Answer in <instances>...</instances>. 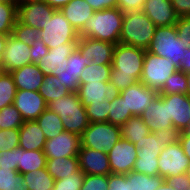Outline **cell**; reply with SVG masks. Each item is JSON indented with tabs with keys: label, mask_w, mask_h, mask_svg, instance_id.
<instances>
[{
	"label": "cell",
	"mask_w": 190,
	"mask_h": 190,
	"mask_svg": "<svg viewBox=\"0 0 190 190\" xmlns=\"http://www.w3.org/2000/svg\"><path fill=\"white\" fill-rule=\"evenodd\" d=\"M146 50L118 43L114 47L110 84L120 93L140 81Z\"/></svg>",
	"instance_id": "1"
},
{
	"label": "cell",
	"mask_w": 190,
	"mask_h": 190,
	"mask_svg": "<svg viewBox=\"0 0 190 190\" xmlns=\"http://www.w3.org/2000/svg\"><path fill=\"white\" fill-rule=\"evenodd\" d=\"M124 13L118 8L94 11L91 18L78 32L79 38L87 37L118 44Z\"/></svg>",
	"instance_id": "2"
},
{
	"label": "cell",
	"mask_w": 190,
	"mask_h": 190,
	"mask_svg": "<svg viewBox=\"0 0 190 190\" xmlns=\"http://www.w3.org/2000/svg\"><path fill=\"white\" fill-rule=\"evenodd\" d=\"M156 27L142 10L124 13L119 43L147 50Z\"/></svg>",
	"instance_id": "3"
},
{
	"label": "cell",
	"mask_w": 190,
	"mask_h": 190,
	"mask_svg": "<svg viewBox=\"0 0 190 190\" xmlns=\"http://www.w3.org/2000/svg\"><path fill=\"white\" fill-rule=\"evenodd\" d=\"M47 108L57 113L65 131L76 133L80 136L89 125L86 109L81 104L77 92H70L66 96L51 101Z\"/></svg>",
	"instance_id": "4"
},
{
	"label": "cell",
	"mask_w": 190,
	"mask_h": 190,
	"mask_svg": "<svg viewBox=\"0 0 190 190\" xmlns=\"http://www.w3.org/2000/svg\"><path fill=\"white\" fill-rule=\"evenodd\" d=\"M187 47V44L180 41L176 26L171 25L155 28L152 42L147 51L169 59L179 69Z\"/></svg>",
	"instance_id": "5"
},
{
	"label": "cell",
	"mask_w": 190,
	"mask_h": 190,
	"mask_svg": "<svg viewBox=\"0 0 190 190\" xmlns=\"http://www.w3.org/2000/svg\"><path fill=\"white\" fill-rule=\"evenodd\" d=\"M121 138V127L110 122L89 123L80 135L81 147L107 153Z\"/></svg>",
	"instance_id": "6"
},
{
	"label": "cell",
	"mask_w": 190,
	"mask_h": 190,
	"mask_svg": "<svg viewBox=\"0 0 190 190\" xmlns=\"http://www.w3.org/2000/svg\"><path fill=\"white\" fill-rule=\"evenodd\" d=\"M39 38L49 49L58 48L65 43H77L78 32L66 20L60 10H55L51 20L40 30Z\"/></svg>",
	"instance_id": "7"
},
{
	"label": "cell",
	"mask_w": 190,
	"mask_h": 190,
	"mask_svg": "<svg viewBox=\"0 0 190 190\" xmlns=\"http://www.w3.org/2000/svg\"><path fill=\"white\" fill-rule=\"evenodd\" d=\"M177 70L169 59L146 50L140 82L159 93L166 79Z\"/></svg>",
	"instance_id": "8"
},
{
	"label": "cell",
	"mask_w": 190,
	"mask_h": 190,
	"mask_svg": "<svg viewBox=\"0 0 190 190\" xmlns=\"http://www.w3.org/2000/svg\"><path fill=\"white\" fill-rule=\"evenodd\" d=\"M190 161L185 155L178 139L174 137L161 151L158 157L159 176L169 177L186 174Z\"/></svg>",
	"instance_id": "9"
},
{
	"label": "cell",
	"mask_w": 190,
	"mask_h": 190,
	"mask_svg": "<svg viewBox=\"0 0 190 190\" xmlns=\"http://www.w3.org/2000/svg\"><path fill=\"white\" fill-rule=\"evenodd\" d=\"M140 117L145 121L151 132L165 131L170 135L176 137L177 133L174 131L172 120L168 118L167 101L161 96L157 95L151 101Z\"/></svg>",
	"instance_id": "10"
},
{
	"label": "cell",
	"mask_w": 190,
	"mask_h": 190,
	"mask_svg": "<svg viewBox=\"0 0 190 190\" xmlns=\"http://www.w3.org/2000/svg\"><path fill=\"white\" fill-rule=\"evenodd\" d=\"M137 151L135 144L121 137L108 152L111 173L127 174L132 171Z\"/></svg>",
	"instance_id": "11"
},
{
	"label": "cell",
	"mask_w": 190,
	"mask_h": 190,
	"mask_svg": "<svg viewBox=\"0 0 190 190\" xmlns=\"http://www.w3.org/2000/svg\"><path fill=\"white\" fill-rule=\"evenodd\" d=\"M55 10L43 0H31L18 6V20L22 24L42 30Z\"/></svg>",
	"instance_id": "12"
},
{
	"label": "cell",
	"mask_w": 190,
	"mask_h": 190,
	"mask_svg": "<svg viewBox=\"0 0 190 190\" xmlns=\"http://www.w3.org/2000/svg\"><path fill=\"white\" fill-rule=\"evenodd\" d=\"M81 140L76 133L63 131L52 139H47L43 148L46 158L74 157L80 151Z\"/></svg>",
	"instance_id": "13"
},
{
	"label": "cell",
	"mask_w": 190,
	"mask_h": 190,
	"mask_svg": "<svg viewBox=\"0 0 190 190\" xmlns=\"http://www.w3.org/2000/svg\"><path fill=\"white\" fill-rule=\"evenodd\" d=\"M30 49V45L17 40L10 34L1 58L2 71L10 73L18 68L31 64Z\"/></svg>",
	"instance_id": "14"
},
{
	"label": "cell",
	"mask_w": 190,
	"mask_h": 190,
	"mask_svg": "<svg viewBox=\"0 0 190 190\" xmlns=\"http://www.w3.org/2000/svg\"><path fill=\"white\" fill-rule=\"evenodd\" d=\"M115 44L87 37L79 38L77 48L94 65H112Z\"/></svg>",
	"instance_id": "15"
},
{
	"label": "cell",
	"mask_w": 190,
	"mask_h": 190,
	"mask_svg": "<svg viewBox=\"0 0 190 190\" xmlns=\"http://www.w3.org/2000/svg\"><path fill=\"white\" fill-rule=\"evenodd\" d=\"M118 94L125 100L127 110L140 116L159 93L139 81Z\"/></svg>",
	"instance_id": "16"
},
{
	"label": "cell",
	"mask_w": 190,
	"mask_h": 190,
	"mask_svg": "<svg viewBox=\"0 0 190 190\" xmlns=\"http://www.w3.org/2000/svg\"><path fill=\"white\" fill-rule=\"evenodd\" d=\"M67 62L65 71L53 72L52 75L59 78L60 83L66 86L71 92H77L80 83V75L83 69L92 62L83 56L77 47L68 57Z\"/></svg>",
	"instance_id": "17"
},
{
	"label": "cell",
	"mask_w": 190,
	"mask_h": 190,
	"mask_svg": "<svg viewBox=\"0 0 190 190\" xmlns=\"http://www.w3.org/2000/svg\"><path fill=\"white\" fill-rule=\"evenodd\" d=\"M167 101L168 118L174 131L182 132L190 120V96L185 94H159Z\"/></svg>",
	"instance_id": "18"
},
{
	"label": "cell",
	"mask_w": 190,
	"mask_h": 190,
	"mask_svg": "<svg viewBox=\"0 0 190 190\" xmlns=\"http://www.w3.org/2000/svg\"><path fill=\"white\" fill-rule=\"evenodd\" d=\"M13 105L24 121L36 120L47 109V103L38 91L17 90Z\"/></svg>",
	"instance_id": "19"
},
{
	"label": "cell",
	"mask_w": 190,
	"mask_h": 190,
	"mask_svg": "<svg viewBox=\"0 0 190 190\" xmlns=\"http://www.w3.org/2000/svg\"><path fill=\"white\" fill-rule=\"evenodd\" d=\"M79 168L85 174L109 175L111 169L109 165L108 153L92 150L87 147H80L77 154Z\"/></svg>",
	"instance_id": "20"
},
{
	"label": "cell",
	"mask_w": 190,
	"mask_h": 190,
	"mask_svg": "<svg viewBox=\"0 0 190 190\" xmlns=\"http://www.w3.org/2000/svg\"><path fill=\"white\" fill-rule=\"evenodd\" d=\"M76 47L77 43H65L58 48L49 49L48 54L39 60L37 66L45 76L52 75L53 72L65 71L68 57Z\"/></svg>",
	"instance_id": "21"
},
{
	"label": "cell",
	"mask_w": 190,
	"mask_h": 190,
	"mask_svg": "<svg viewBox=\"0 0 190 190\" xmlns=\"http://www.w3.org/2000/svg\"><path fill=\"white\" fill-rule=\"evenodd\" d=\"M142 11L157 27L175 25L178 20L171 0H145Z\"/></svg>",
	"instance_id": "22"
},
{
	"label": "cell",
	"mask_w": 190,
	"mask_h": 190,
	"mask_svg": "<svg viewBox=\"0 0 190 190\" xmlns=\"http://www.w3.org/2000/svg\"><path fill=\"white\" fill-rule=\"evenodd\" d=\"M17 90L39 91L45 75L37 64L31 63L10 72Z\"/></svg>",
	"instance_id": "23"
},
{
	"label": "cell",
	"mask_w": 190,
	"mask_h": 190,
	"mask_svg": "<svg viewBox=\"0 0 190 190\" xmlns=\"http://www.w3.org/2000/svg\"><path fill=\"white\" fill-rule=\"evenodd\" d=\"M77 94L81 104L86 107L91 103L103 102L111 98L115 93L110 82H88L79 84Z\"/></svg>",
	"instance_id": "24"
},
{
	"label": "cell",
	"mask_w": 190,
	"mask_h": 190,
	"mask_svg": "<svg viewBox=\"0 0 190 190\" xmlns=\"http://www.w3.org/2000/svg\"><path fill=\"white\" fill-rule=\"evenodd\" d=\"M174 138L165 131L151 132L143 137V140L136 142L137 157H159L162 149Z\"/></svg>",
	"instance_id": "25"
},
{
	"label": "cell",
	"mask_w": 190,
	"mask_h": 190,
	"mask_svg": "<svg viewBox=\"0 0 190 190\" xmlns=\"http://www.w3.org/2000/svg\"><path fill=\"white\" fill-rule=\"evenodd\" d=\"M60 11L77 32L94 14V10L85 0H71Z\"/></svg>",
	"instance_id": "26"
},
{
	"label": "cell",
	"mask_w": 190,
	"mask_h": 190,
	"mask_svg": "<svg viewBox=\"0 0 190 190\" xmlns=\"http://www.w3.org/2000/svg\"><path fill=\"white\" fill-rule=\"evenodd\" d=\"M46 140L36 120L24 121L19 128V147L24 150H43Z\"/></svg>",
	"instance_id": "27"
},
{
	"label": "cell",
	"mask_w": 190,
	"mask_h": 190,
	"mask_svg": "<svg viewBox=\"0 0 190 190\" xmlns=\"http://www.w3.org/2000/svg\"><path fill=\"white\" fill-rule=\"evenodd\" d=\"M46 159V169L55 180L73 176V173L80 170L77 156Z\"/></svg>",
	"instance_id": "28"
},
{
	"label": "cell",
	"mask_w": 190,
	"mask_h": 190,
	"mask_svg": "<svg viewBox=\"0 0 190 190\" xmlns=\"http://www.w3.org/2000/svg\"><path fill=\"white\" fill-rule=\"evenodd\" d=\"M46 160L43 150H24L17 147L18 172L21 174L46 168Z\"/></svg>",
	"instance_id": "29"
},
{
	"label": "cell",
	"mask_w": 190,
	"mask_h": 190,
	"mask_svg": "<svg viewBox=\"0 0 190 190\" xmlns=\"http://www.w3.org/2000/svg\"><path fill=\"white\" fill-rule=\"evenodd\" d=\"M121 137L135 144L142 141L143 137L151 133L149 127L140 116L130 117L126 123L121 126Z\"/></svg>",
	"instance_id": "30"
},
{
	"label": "cell",
	"mask_w": 190,
	"mask_h": 190,
	"mask_svg": "<svg viewBox=\"0 0 190 190\" xmlns=\"http://www.w3.org/2000/svg\"><path fill=\"white\" fill-rule=\"evenodd\" d=\"M36 122L43 131L46 139H52L65 131L60 117L57 113L50 111L48 108L39 115Z\"/></svg>",
	"instance_id": "31"
},
{
	"label": "cell",
	"mask_w": 190,
	"mask_h": 190,
	"mask_svg": "<svg viewBox=\"0 0 190 190\" xmlns=\"http://www.w3.org/2000/svg\"><path fill=\"white\" fill-rule=\"evenodd\" d=\"M44 98L47 105L60 97L66 96L71 91L60 83V79L54 75L45 76V79L38 91Z\"/></svg>",
	"instance_id": "32"
},
{
	"label": "cell",
	"mask_w": 190,
	"mask_h": 190,
	"mask_svg": "<svg viewBox=\"0 0 190 190\" xmlns=\"http://www.w3.org/2000/svg\"><path fill=\"white\" fill-rule=\"evenodd\" d=\"M29 190H53L55 179L48 173L46 168L22 174Z\"/></svg>",
	"instance_id": "33"
},
{
	"label": "cell",
	"mask_w": 190,
	"mask_h": 190,
	"mask_svg": "<svg viewBox=\"0 0 190 190\" xmlns=\"http://www.w3.org/2000/svg\"><path fill=\"white\" fill-rule=\"evenodd\" d=\"M132 116L134 115L130 110H127L125 100L118 93H115L110 98L108 122L121 126Z\"/></svg>",
	"instance_id": "34"
},
{
	"label": "cell",
	"mask_w": 190,
	"mask_h": 190,
	"mask_svg": "<svg viewBox=\"0 0 190 190\" xmlns=\"http://www.w3.org/2000/svg\"><path fill=\"white\" fill-rule=\"evenodd\" d=\"M126 177L129 179L130 190H156L165 181L159 175L148 176L134 171L127 173Z\"/></svg>",
	"instance_id": "35"
},
{
	"label": "cell",
	"mask_w": 190,
	"mask_h": 190,
	"mask_svg": "<svg viewBox=\"0 0 190 190\" xmlns=\"http://www.w3.org/2000/svg\"><path fill=\"white\" fill-rule=\"evenodd\" d=\"M18 19V7L7 0H0V32L10 35Z\"/></svg>",
	"instance_id": "36"
},
{
	"label": "cell",
	"mask_w": 190,
	"mask_h": 190,
	"mask_svg": "<svg viewBox=\"0 0 190 190\" xmlns=\"http://www.w3.org/2000/svg\"><path fill=\"white\" fill-rule=\"evenodd\" d=\"M112 65H94L86 66L81 75L80 83L86 84L88 82H110Z\"/></svg>",
	"instance_id": "37"
},
{
	"label": "cell",
	"mask_w": 190,
	"mask_h": 190,
	"mask_svg": "<svg viewBox=\"0 0 190 190\" xmlns=\"http://www.w3.org/2000/svg\"><path fill=\"white\" fill-rule=\"evenodd\" d=\"M0 190H29L18 170L0 168Z\"/></svg>",
	"instance_id": "38"
},
{
	"label": "cell",
	"mask_w": 190,
	"mask_h": 190,
	"mask_svg": "<svg viewBox=\"0 0 190 190\" xmlns=\"http://www.w3.org/2000/svg\"><path fill=\"white\" fill-rule=\"evenodd\" d=\"M159 94H185L188 95L187 77L185 72L177 70L169 76Z\"/></svg>",
	"instance_id": "39"
},
{
	"label": "cell",
	"mask_w": 190,
	"mask_h": 190,
	"mask_svg": "<svg viewBox=\"0 0 190 190\" xmlns=\"http://www.w3.org/2000/svg\"><path fill=\"white\" fill-rule=\"evenodd\" d=\"M14 79L9 72H0V110L13 104L16 95Z\"/></svg>",
	"instance_id": "40"
},
{
	"label": "cell",
	"mask_w": 190,
	"mask_h": 190,
	"mask_svg": "<svg viewBox=\"0 0 190 190\" xmlns=\"http://www.w3.org/2000/svg\"><path fill=\"white\" fill-rule=\"evenodd\" d=\"M24 119L13 104L5 106L0 110V129L20 128Z\"/></svg>",
	"instance_id": "41"
},
{
	"label": "cell",
	"mask_w": 190,
	"mask_h": 190,
	"mask_svg": "<svg viewBox=\"0 0 190 190\" xmlns=\"http://www.w3.org/2000/svg\"><path fill=\"white\" fill-rule=\"evenodd\" d=\"M11 35L17 40L32 45L40 35V29L22 24L18 19L12 29Z\"/></svg>",
	"instance_id": "42"
},
{
	"label": "cell",
	"mask_w": 190,
	"mask_h": 190,
	"mask_svg": "<svg viewBox=\"0 0 190 190\" xmlns=\"http://www.w3.org/2000/svg\"><path fill=\"white\" fill-rule=\"evenodd\" d=\"M110 98L103 102L91 103L85 107L89 123L108 122Z\"/></svg>",
	"instance_id": "43"
},
{
	"label": "cell",
	"mask_w": 190,
	"mask_h": 190,
	"mask_svg": "<svg viewBox=\"0 0 190 190\" xmlns=\"http://www.w3.org/2000/svg\"><path fill=\"white\" fill-rule=\"evenodd\" d=\"M132 171L148 176L159 175L158 157H137Z\"/></svg>",
	"instance_id": "44"
},
{
	"label": "cell",
	"mask_w": 190,
	"mask_h": 190,
	"mask_svg": "<svg viewBox=\"0 0 190 190\" xmlns=\"http://www.w3.org/2000/svg\"><path fill=\"white\" fill-rule=\"evenodd\" d=\"M84 176L85 173L79 170L73 173V176L55 180L53 190H80L83 185Z\"/></svg>",
	"instance_id": "45"
},
{
	"label": "cell",
	"mask_w": 190,
	"mask_h": 190,
	"mask_svg": "<svg viewBox=\"0 0 190 190\" xmlns=\"http://www.w3.org/2000/svg\"><path fill=\"white\" fill-rule=\"evenodd\" d=\"M19 147V128L0 129V153Z\"/></svg>",
	"instance_id": "46"
},
{
	"label": "cell",
	"mask_w": 190,
	"mask_h": 190,
	"mask_svg": "<svg viewBox=\"0 0 190 190\" xmlns=\"http://www.w3.org/2000/svg\"><path fill=\"white\" fill-rule=\"evenodd\" d=\"M108 175L85 174L80 190H108Z\"/></svg>",
	"instance_id": "47"
},
{
	"label": "cell",
	"mask_w": 190,
	"mask_h": 190,
	"mask_svg": "<svg viewBox=\"0 0 190 190\" xmlns=\"http://www.w3.org/2000/svg\"><path fill=\"white\" fill-rule=\"evenodd\" d=\"M108 190H130L129 179L126 174H109L108 175Z\"/></svg>",
	"instance_id": "48"
},
{
	"label": "cell",
	"mask_w": 190,
	"mask_h": 190,
	"mask_svg": "<svg viewBox=\"0 0 190 190\" xmlns=\"http://www.w3.org/2000/svg\"><path fill=\"white\" fill-rule=\"evenodd\" d=\"M178 37L181 42L190 45V17L178 18L176 24Z\"/></svg>",
	"instance_id": "49"
},
{
	"label": "cell",
	"mask_w": 190,
	"mask_h": 190,
	"mask_svg": "<svg viewBox=\"0 0 190 190\" xmlns=\"http://www.w3.org/2000/svg\"><path fill=\"white\" fill-rule=\"evenodd\" d=\"M0 168L18 170L17 148L0 153Z\"/></svg>",
	"instance_id": "50"
},
{
	"label": "cell",
	"mask_w": 190,
	"mask_h": 190,
	"mask_svg": "<svg viewBox=\"0 0 190 190\" xmlns=\"http://www.w3.org/2000/svg\"><path fill=\"white\" fill-rule=\"evenodd\" d=\"M30 51L31 63L37 64L41 58L48 54L49 48L40 38H37L35 42L31 45Z\"/></svg>",
	"instance_id": "51"
},
{
	"label": "cell",
	"mask_w": 190,
	"mask_h": 190,
	"mask_svg": "<svg viewBox=\"0 0 190 190\" xmlns=\"http://www.w3.org/2000/svg\"><path fill=\"white\" fill-rule=\"evenodd\" d=\"M165 181L175 190H190V178L187 174L169 177Z\"/></svg>",
	"instance_id": "52"
},
{
	"label": "cell",
	"mask_w": 190,
	"mask_h": 190,
	"mask_svg": "<svg viewBox=\"0 0 190 190\" xmlns=\"http://www.w3.org/2000/svg\"><path fill=\"white\" fill-rule=\"evenodd\" d=\"M145 0H117V7L123 13H129L133 10H142Z\"/></svg>",
	"instance_id": "53"
},
{
	"label": "cell",
	"mask_w": 190,
	"mask_h": 190,
	"mask_svg": "<svg viewBox=\"0 0 190 190\" xmlns=\"http://www.w3.org/2000/svg\"><path fill=\"white\" fill-rule=\"evenodd\" d=\"M178 18L190 17V0H171Z\"/></svg>",
	"instance_id": "54"
},
{
	"label": "cell",
	"mask_w": 190,
	"mask_h": 190,
	"mask_svg": "<svg viewBox=\"0 0 190 190\" xmlns=\"http://www.w3.org/2000/svg\"><path fill=\"white\" fill-rule=\"evenodd\" d=\"M94 11L117 7V0H85Z\"/></svg>",
	"instance_id": "55"
},
{
	"label": "cell",
	"mask_w": 190,
	"mask_h": 190,
	"mask_svg": "<svg viewBox=\"0 0 190 190\" xmlns=\"http://www.w3.org/2000/svg\"><path fill=\"white\" fill-rule=\"evenodd\" d=\"M179 143L181 144L185 155L190 161V137L187 135H176Z\"/></svg>",
	"instance_id": "56"
},
{
	"label": "cell",
	"mask_w": 190,
	"mask_h": 190,
	"mask_svg": "<svg viewBox=\"0 0 190 190\" xmlns=\"http://www.w3.org/2000/svg\"><path fill=\"white\" fill-rule=\"evenodd\" d=\"M179 70L183 72L190 71V45L186 48L185 55L183 56V60L180 62Z\"/></svg>",
	"instance_id": "57"
},
{
	"label": "cell",
	"mask_w": 190,
	"mask_h": 190,
	"mask_svg": "<svg viewBox=\"0 0 190 190\" xmlns=\"http://www.w3.org/2000/svg\"><path fill=\"white\" fill-rule=\"evenodd\" d=\"M49 6L55 8L56 10H60L63 6L68 4L71 0H43Z\"/></svg>",
	"instance_id": "58"
},
{
	"label": "cell",
	"mask_w": 190,
	"mask_h": 190,
	"mask_svg": "<svg viewBox=\"0 0 190 190\" xmlns=\"http://www.w3.org/2000/svg\"><path fill=\"white\" fill-rule=\"evenodd\" d=\"M8 37H9V35L0 32V59L2 58L4 49H5V44H6Z\"/></svg>",
	"instance_id": "59"
},
{
	"label": "cell",
	"mask_w": 190,
	"mask_h": 190,
	"mask_svg": "<svg viewBox=\"0 0 190 190\" xmlns=\"http://www.w3.org/2000/svg\"><path fill=\"white\" fill-rule=\"evenodd\" d=\"M156 190H175L174 187H171L166 181H164L160 187H158Z\"/></svg>",
	"instance_id": "60"
},
{
	"label": "cell",
	"mask_w": 190,
	"mask_h": 190,
	"mask_svg": "<svg viewBox=\"0 0 190 190\" xmlns=\"http://www.w3.org/2000/svg\"><path fill=\"white\" fill-rule=\"evenodd\" d=\"M177 135H187L190 137V120L187 126L182 130V132L177 133Z\"/></svg>",
	"instance_id": "61"
},
{
	"label": "cell",
	"mask_w": 190,
	"mask_h": 190,
	"mask_svg": "<svg viewBox=\"0 0 190 190\" xmlns=\"http://www.w3.org/2000/svg\"><path fill=\"white\" fill-rule=\"evenodd\" d=\"M9 2H12L13 4H15L17 7L23 3H26L28 1H31V0H7Z\"/></svg>",
	"instance_id": "62"
},
{
	"label": "cell",
	"mask_w": 190,
	"mask_h": 190,
	"mask_svg": "<svg viewBox=\"0 0 190 190\" xmlns=\"http://www.w3.org/2000/svg\"><path fill=\"white\" fill-rule=\"evenodd\" d=\"M187 77V87H188V95L190 96V71L186 72Z\"/></svg>",
	"instance_id": "63"
},
{
	"label": "cell",
	"mask_w": 190,
	"mask_h": 190,
	"mask_svg": "<svg viewBox=\"0 0 190 190\" xmlns=\"http://www.w3.org/2000/svg\"><path fill=\"white\" fill-rule=\"evenodd\" d=\"M187 175H188V177L190 178V167L188 168V170H187V173H186Z\"/></svg>",
	"instance_id": "64"
},
{
	"label": "cell",
	"mask_w": 190,
	"mask_h": 190,
	"mask_svg": "<svg viewBox=\"0 0 190 190\" xmlns=\"http://www.w3.org/2000/svg\"><path fill=\"white\" fill-rule=\"evenodd\" d=\"M2 71V66H1V59H0V72Z\"/></svg>",
	"instance_id": "65"
}]
</instances>
